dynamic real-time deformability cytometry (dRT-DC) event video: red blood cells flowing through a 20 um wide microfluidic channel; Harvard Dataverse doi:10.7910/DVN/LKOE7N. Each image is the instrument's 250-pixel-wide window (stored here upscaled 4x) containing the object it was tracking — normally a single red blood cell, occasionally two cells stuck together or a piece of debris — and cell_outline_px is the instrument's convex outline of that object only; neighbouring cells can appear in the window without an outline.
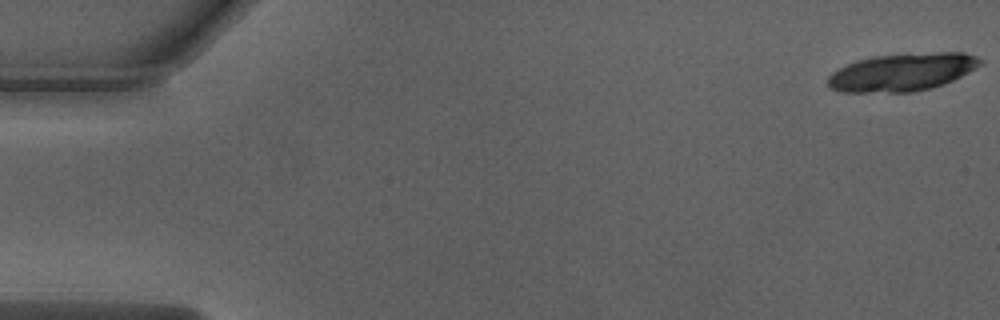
{"species": "Egyptian fruit bat (a non-hibernating species)", "species_latin": "Rousettus aegyptiacus", "temperature_condition": "warm", "stored_images_in_passage": 18, "camera_frame_rate_fps": 3000, "um_per_image_px": 0.085, "animal": {"sex": "male"}, "frame": {"image": 1, "passage_image": 1, "time_ms": 0.0, "image_size_px": [1000, 320], "cell_outline_px": [[984, 60], [976, 68], [944, 84], [912, 92], [840, 92], [828, 88], [828, 76], [832, 72], [856, 60], [872, 56], [936, 52], [964, 52], [976, 56]], "centroid_in_image_um": [76.67, 6.13], "position_along_channel_um": 8.3, "area_um2": 33.47}}